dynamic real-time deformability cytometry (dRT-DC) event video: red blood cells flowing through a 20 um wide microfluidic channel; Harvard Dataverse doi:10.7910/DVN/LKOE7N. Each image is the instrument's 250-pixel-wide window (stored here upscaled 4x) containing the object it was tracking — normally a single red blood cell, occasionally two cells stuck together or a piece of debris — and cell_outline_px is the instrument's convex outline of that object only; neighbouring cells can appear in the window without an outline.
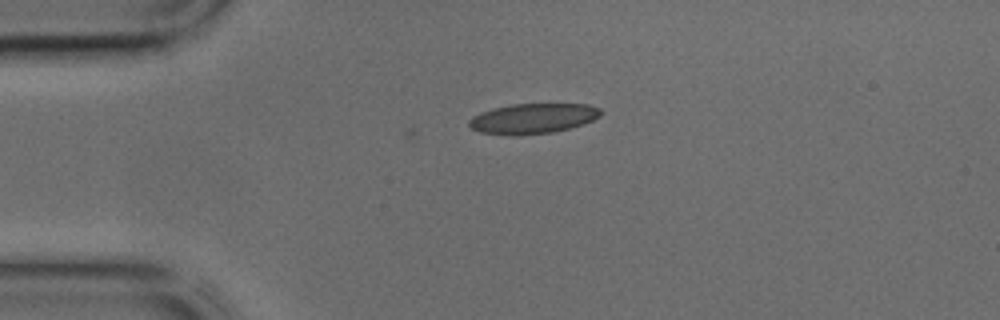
{"species": "common noctule bat (a hibernating species)", "species_latin": "Nyctalus noctula", "temperature_condition": "cold", "stored_images_in_passage": 2, "camera_frame_rate_fps": 3000, "um_per_image_px": 0.085, "animal": {"sex": "male", "body_mass_g": 17.9, "forearm_length_mm": 54.2}, "frame": {"image": 1, "passage_image": 2, "time_ms": 0.333, "image_size_px": [1000, 320], "cell_outline_px": [[604, 112], [600, 116], [584, 124], [552, 132], [512, 136], [508, 136], [480, 132], [472, 128], [468, 124], [468, 120], [472, 116], [480, 112], [492, 108], [512, 104], [588, 104], [600, 108]], "centroid_in_image_um": [45.28, 10.07], "position_along_channel_um": 39.7, "area_um2": 23.35}}